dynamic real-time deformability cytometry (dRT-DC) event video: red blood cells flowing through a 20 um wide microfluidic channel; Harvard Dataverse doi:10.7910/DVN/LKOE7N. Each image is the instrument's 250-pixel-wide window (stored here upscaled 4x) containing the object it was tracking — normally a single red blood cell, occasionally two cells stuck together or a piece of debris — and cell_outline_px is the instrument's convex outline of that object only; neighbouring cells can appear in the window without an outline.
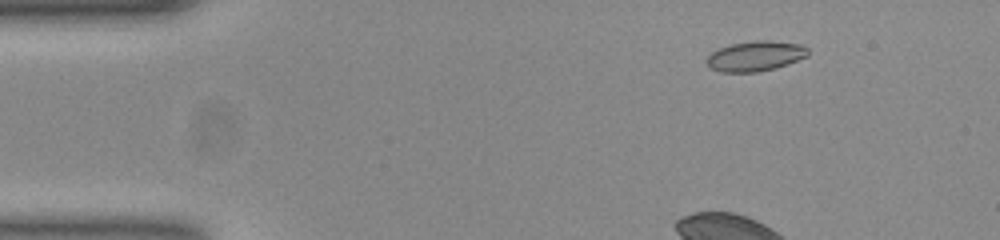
{"species": "common noctule bat (a hibernating species)", "species_latin": "Nyctalus noctula", "temperature_condition": "room temperature", "stored_images_in_passage": 53, "camera_frame_rate_fps": 3000, "um_per_image_px": 0.085, "animal": {"sex": "female", "body_mass_g": 23.0, "forearm_length_mm": 53.4}, "frame": {"image": 1, "passage_image": 7, "time_ms": 2.0, "image_size_px": [1000, 240], "cell_outline_px": [[808, 56], [776, 68], [756, 72], [720, 72], [712, 68], [704, 60], [712, 52], [720, 48], [732, 44], [756, 40], [764, 40], [804, 44], [808, 48]], "centroid_in_image_um": [64.23, 4.76], "position_along_channel_um": 20.8, "area_um2": 17.74}}
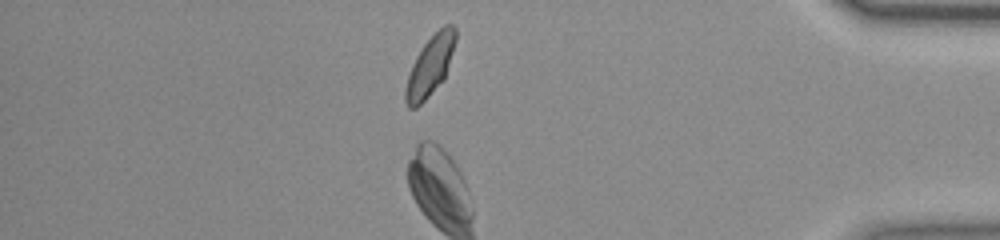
{"frame": {"image": 2, "passage_image": 46, "time_ms": 15.0, "image_size_px": [1000, 240], "cell_outline_px": [[456, 40], [444, 80], [416, 108], [408, 108], [404, 100], [404, 88], [412, 64], [416, 56], [424, 44], [444, 24], [452, 24], [456, 28]], "centroid_in_image_um": [36.55, 5.62], "position_along_channel_um": 398.7, "area_um2": 17.4}}